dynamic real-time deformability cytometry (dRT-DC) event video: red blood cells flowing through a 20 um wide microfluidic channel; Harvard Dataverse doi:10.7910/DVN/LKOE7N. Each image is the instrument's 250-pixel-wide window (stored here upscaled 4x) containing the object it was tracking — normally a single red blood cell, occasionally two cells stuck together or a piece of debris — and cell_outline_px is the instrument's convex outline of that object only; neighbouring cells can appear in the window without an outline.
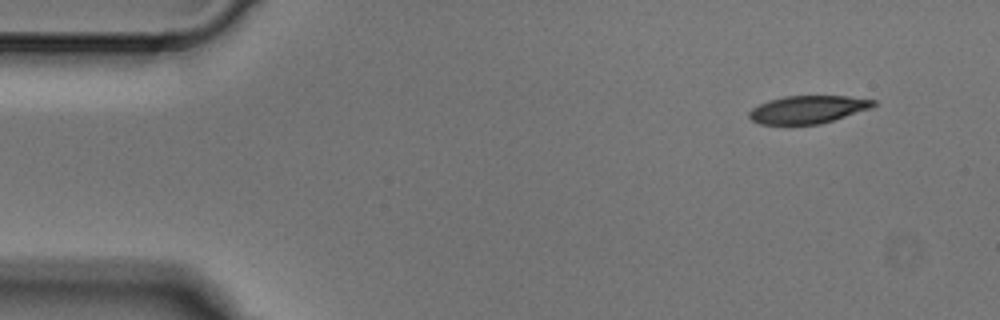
{"species": "Egyptian fruit bat (a non-hibernating species)", "species_latin": "Rousettus aegyptiacus", "temperature_condition": "cold", "stored_images_in_passage": 6, "camera_frame_rate_fps": 3000, "um_per_image_px": 0.085, "animal": {"sex": "male"}, "frame": {"image": 1, "passage_image": 1, "time_ms": 0.0, "image_size_px": [1000, 320], "cell_outline_px": [[876, 104], [872, 108], [820, 124], [760, 124], [752, 120], [748, 116], [748, 112], [752, 108], [768, 100], [784, 96], [848, 96], [876, 100]], "centroid_in_image_um": [68.67, 9.3], "position_along_channel_um": 16.3, "area_um2": 20.11}}
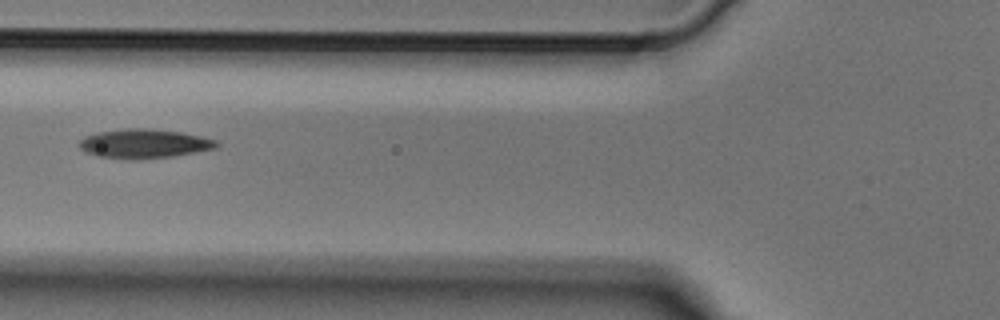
{"frame": {"image": 2, "passage_image": 5, "time_ms": 1.333, "image_size_px": [1000, 320], "cell_outline_px": [[220, 144], [216, 148], [196, 152], [172, 156], [96, 156], [84, 152], [80, 148], [80, 140], [84, 136], [96, 132], [124, 128], [148, 128], [180, 132], [200, 136], [216, 140]], "centroid_in_image_um": [12.25, 12.15], "position_along_channel_um": 113.5, "area_um2": 22.37}}
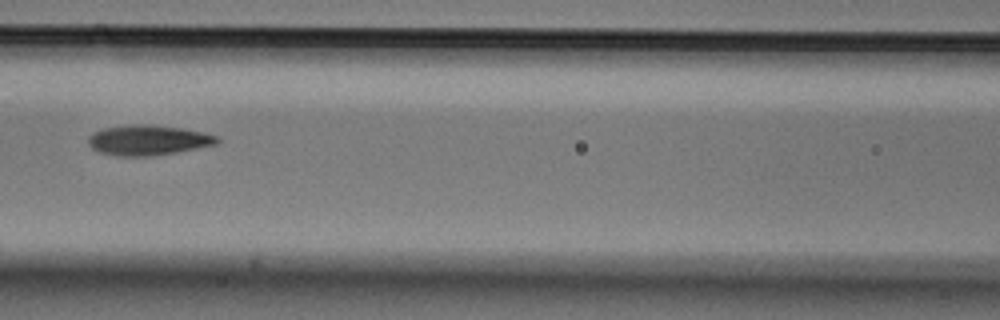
{"frame": {"image": 3, "passage_image": 6, "time_ms": 1.667, "image_size_px": [1000, 320], "cell_outline_px": [[220, 140], [216, 144], [176, 152], [152, 156], [116, 156], [100, 152], [92, 148], [88, 144], [88, 136], [92, 132], [104, 128], [132, 124], [152, 124], [180, 128], [204, 132], [216, 136]], "centroid_in_image_um": [12.55, 11.91], "position_along_channel_um": 154.0, "area_um2": 22.66}}